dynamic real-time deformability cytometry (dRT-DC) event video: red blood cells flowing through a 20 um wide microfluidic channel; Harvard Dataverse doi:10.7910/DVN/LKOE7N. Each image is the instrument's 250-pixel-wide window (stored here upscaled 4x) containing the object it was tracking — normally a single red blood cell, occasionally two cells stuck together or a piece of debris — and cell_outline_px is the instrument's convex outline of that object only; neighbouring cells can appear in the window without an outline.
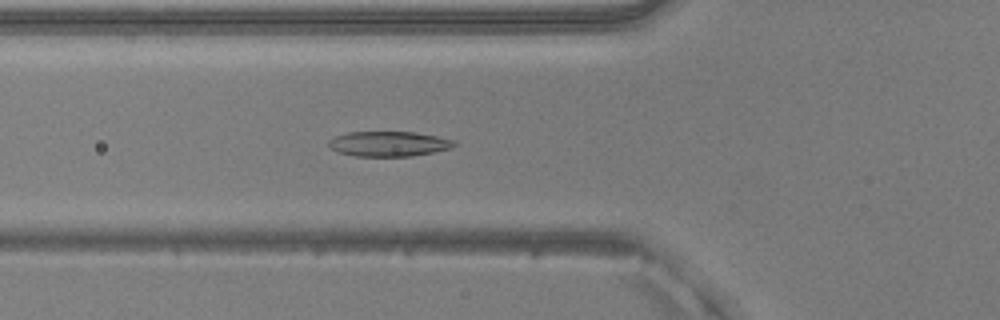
{"species": "common noctule bat (a hibernating species)", "species_latin": "Nyctalus noctula", "temperature_condition": "warm", "stored_images_in_passage": 51, "camera_frame_rate_fps": 3000, "um_per_image_px": 0.085, "animal": {"sex": "male", "body_mass_g": 20.5, "forearm_length_mm": 52.5}, "frame": {"image": 1, "passage_image": 19, "time_ms": 6.0, "image_size_px": [1000, 320], "cell_outline_px": [[456, 144], [452, 148], [412, 156], [356, 156], [340, 152], [332, 148], [328, 144], [328, 140], [336, 136], [348, 132], [416, 132], [456, 140]], "centroid_in_image_um": [33.08, 12.22], "position_along_channel_um": 92.7, "area_um2": 18.21}}
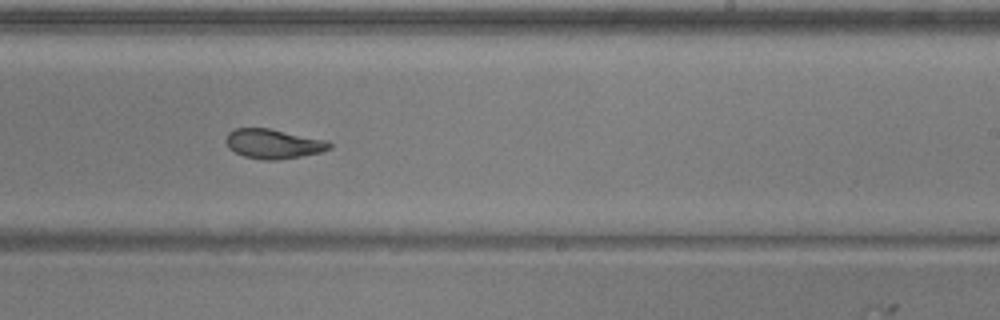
{"frame": {"image": 2, "passage_image": 32, "time_ms": 10.333, "image_size_px": [1000, 320], "cell_outline_px": [[332, 148], [320, 152], [300, 156], [276, 160], [264, 160], [244, 156], [228, 148], [224, 140], [228, 132], [236, 128], [268, 128], [324, 140], [332, 144]], "centroid_in_image_um": [23.18, 12.22], "position_along_channel_um": 265.8, "area_um2": 17.63}}
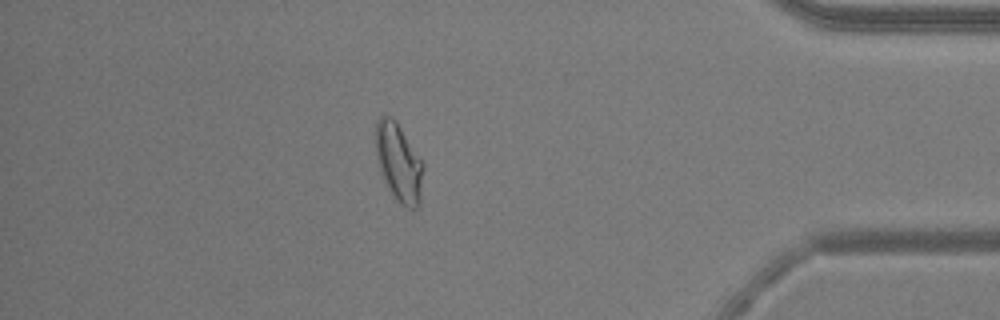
{"frame": {"image": 3, "passage_image": 45, "time_ms": 14.667, "image_size_px": [1000, 320], "cell_outline_px": [[424, 164], [420, 204], [416, 208], [408, 208], [400, 204], [396, 200], [388, 188], [380, 172], [376, 160], [376, 120], [384, 112], [392, 116], [396, 120]], "centroid_in_image_um": [33.88, 13.79], "position_along_channel_um": 401.3, "area_um2": 22.02}, "authors_computed_cell_mechanics": {"area_um2": 19.8254, "velocity_mm_per_s": 3.9823, "shape_relaxation_time_tau1_ms": 6.3013, "shape_relaxation_time_tau2_ms": 1.787, "deformation_change_tau1": 0.2142, "deformation_change_tau2": 0.0818}}